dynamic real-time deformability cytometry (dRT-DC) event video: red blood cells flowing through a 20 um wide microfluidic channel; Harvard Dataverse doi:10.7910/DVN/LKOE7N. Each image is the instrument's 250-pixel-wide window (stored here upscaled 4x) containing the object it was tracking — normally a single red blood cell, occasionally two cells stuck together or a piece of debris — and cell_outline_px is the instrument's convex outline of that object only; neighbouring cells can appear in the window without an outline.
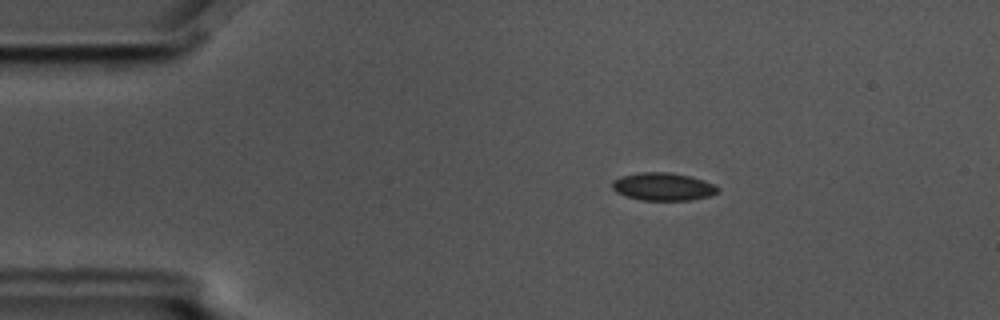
{"species": "common noctule bat (a hibernating species)", "species_latin": "Nyctalus noctula", "temperature_condition": "cold", "stored_images_in_passage": 5, "camera_frame_rate_fps": 3000, "um_per_image_px": 0.085, "animal": {"sex": "male", "body_mass_g": 17.5, "forearm_length_mm": 52.3}, "frame": {"image": 1, "passage_image": 2, "time_ms": 0.333, "image_size_px": [1000, 320], "cell_outline_px": [[720, 192], [708, 196], [692, 200], [640, 200], [616, 192], [612, 188], [612, 180], [620, 176], [640, 172], [668, 172], [688, 176], [704, 180], [720, 188]], "centroid_in_image_um": [56.35, 15.86], "position_along_channel_um": 28.6, "area_um2": 17.11}}